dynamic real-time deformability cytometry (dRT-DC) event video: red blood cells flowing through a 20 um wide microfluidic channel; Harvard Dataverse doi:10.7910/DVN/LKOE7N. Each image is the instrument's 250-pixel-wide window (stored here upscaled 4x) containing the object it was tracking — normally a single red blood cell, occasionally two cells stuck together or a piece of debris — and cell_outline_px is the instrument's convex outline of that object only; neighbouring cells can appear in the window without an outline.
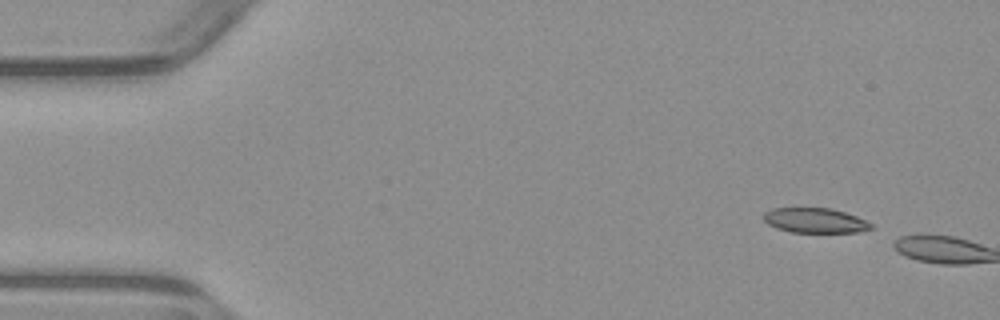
{"species": "common noctule bat (a hibernating species)", "species_latin": "Nyctalus noctula", "temperature_condition": "warm", "stored_images_in_passage": 2, "camera_frame_rate_fps": 3000, "um_per_image_px": 0.085, "animal": {"sex": "male", "body_mass_g": 23.1, "forearm_length_mm": 52.7}, "frame": {"image": 1, "passage_image": 1, "time_ms": 0.0, "image_size_px": [1000, 320], "cell_outline_px": [[876, 228], [860, 232], [792, 232], [776, 228], [768, 224], [764, 220], [764, 212], [772, 208], [832, 208], [856, 216], [872, 224]], "centroid_in_image_um": [69.3, 18.74], "position_along_channel_um": 15.7, "area_um2": 15.61}}